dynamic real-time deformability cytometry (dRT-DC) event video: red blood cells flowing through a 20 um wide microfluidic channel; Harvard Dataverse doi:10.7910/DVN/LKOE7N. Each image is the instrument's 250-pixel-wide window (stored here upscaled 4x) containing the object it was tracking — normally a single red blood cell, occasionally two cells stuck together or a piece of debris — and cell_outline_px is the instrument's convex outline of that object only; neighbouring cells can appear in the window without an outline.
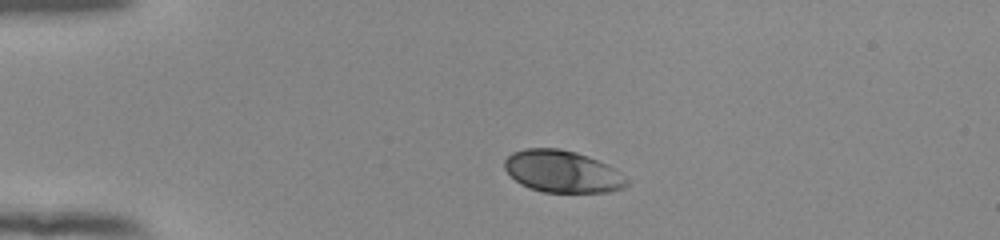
{"species": "human", "species_latin": "Homo sapiens", "temperature_condition": "room temperature", "stored_images_in_passage": 35, "camera_frame_rate_fps": 3000, "um_per_image_px": 0.085, "donor": {"sex": "female"}, "frame": {"image": 1, "passage_image": 1, "time_ms": 0.0, "image_size_px": [1000, 240], "cell_outline_px": [[628, 184], [624, 188], [608, 192], [544, 192], [528, 188], [520, 184], [504, 168], [504, 160], [512, 152], [524, 148], [560, 148], [576, 152], [588, 156], [608, 164], [628, 180]], "centroid_in_image_um": [47.79, 14.57], "position_along_channel_um": 37.2, "area_um2": 30.0}}
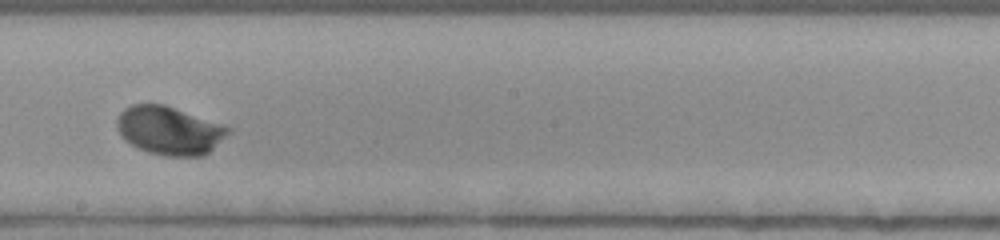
{"frame": {"image": 2, "passage_image": 20, "time_ms": 6.333, "image_size_px": [1000, 240], "cell_outline_px": [[228, 132], [204, 156], [168, 156], [148, 152], [124, 140], [120, 136], [116, 128], [116, 120], [120, 112], [124, 108], [132, 104], [164, 104], [224, 124], [228, 128]], "centroid_in_image_um": [14.33, 11.07], "position_along_channel_um": 233.9, "area_um2": 31.15}}
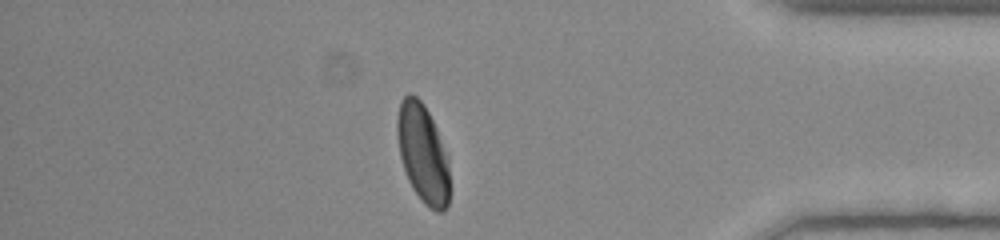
{"frame": {"image": 3, "passage_image": 35, "time_ms": 11.333, "image_size_px": [1000, 240], "cell_outline_px": [[448, 204], [440, 212], [436, 212], [428, 208], [420, 200], [412, 188], [408, 180], [400, 156], [396, 136], [396, 116], [400, 100], [408, 92], [412, 92], [424, 104], [436, 128], [448, 164]], "centroid_in_image_um": [35.88, 13.01], "position_along_channel_um": 399.3, "area_um2": 30.0}, "authors_computed_cell_mechanics": {"area_um2": 30.4028, "velocity_mm_per_s": 3.8685, "shape_relaxation_time_tau1_ms": 1.895, "shape_relaxation_time_tau2_ms": null, "deformation_change_tau1": 0.1488, "deformation_change_tau2": null}}